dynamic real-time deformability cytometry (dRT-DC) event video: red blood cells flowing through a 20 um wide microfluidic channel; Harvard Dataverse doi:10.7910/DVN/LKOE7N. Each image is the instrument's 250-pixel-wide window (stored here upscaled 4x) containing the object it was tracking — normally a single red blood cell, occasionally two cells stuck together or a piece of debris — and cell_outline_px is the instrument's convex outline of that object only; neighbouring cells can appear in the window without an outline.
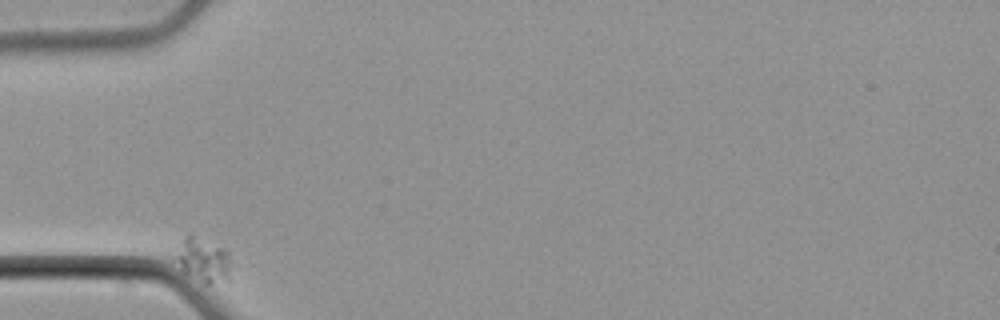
{"species": "common noctule bat (a hibernating species)", "species_latin": "Nyctalus noctula", "temperature_condition": "cold", "stored_images_in_passage": 36, "camera_frame_rate_fps": 3000, "um_per_image_px": 0.085, "animal": {"sex": "male", "body_mass_g": 21.5, "forearm_length_mm": 52.0}, "frame": {"image": 1, "passage_image": 1, "time_ms": 0.0, "image_size_px": [1000, 320], "cell_outline_px": [[232, 280], [208, 284], [204, 284], [184, 272], [176, 256], [184, 236], [192, 236], [228, 248]], "centroid_in_image_um": [17.39, 22.14], "position_along_channel_um": 67.6, "area_um2": 14.1}}
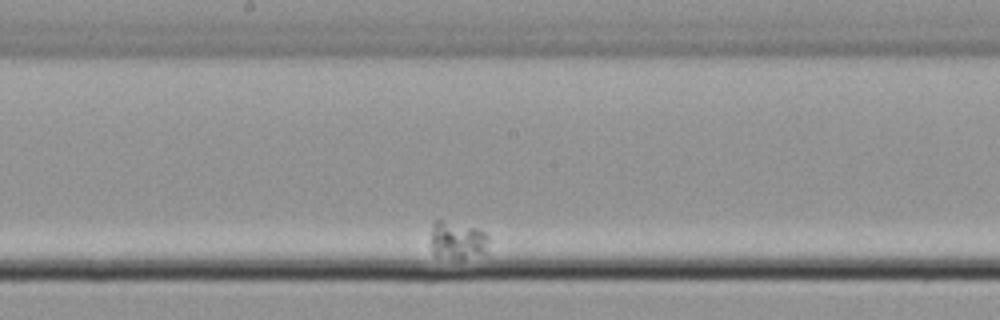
{"frame": {"image": 2, "passage_image": 19, "time_ms": 6.0, "image_size_px": [1000, 320], "cell_outline_px": [[488, 252], [464, 256], [436, 256], [432, 252], [432, 224], [436, 220], [440, 220], [476, 228], [484, 232], [488, 236]], "centroid_in_image_um": [38.89, 20.39], "position_along_channel_um": 209.3, "area_um2": 12.08}}
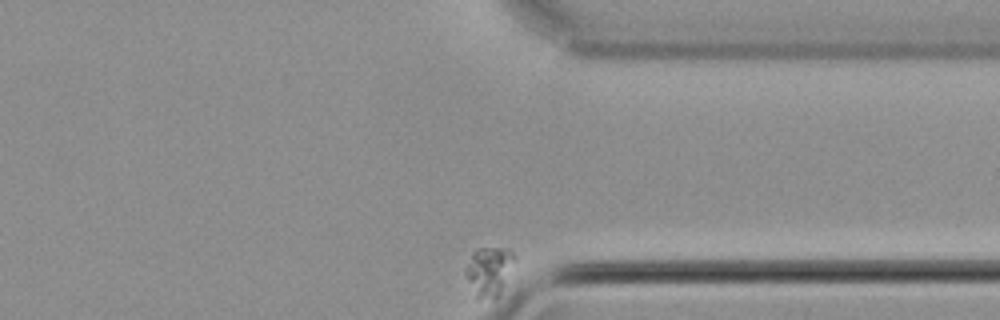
{"frame": {"image": 3, "passage_image": 36, "time_ms": 11.667, "image_size_px": [1000, 320], "cell_outline_px": [[516, 256], [500, 296], [496, 300], [476, 300], [464, 272], [464, 268], [472, 252], [480, 248], [508, 248]], "centroid_in_image_um": [41.55, 23.11], "position_along_channel_um": 369.9, "area_um2": 14.45}}